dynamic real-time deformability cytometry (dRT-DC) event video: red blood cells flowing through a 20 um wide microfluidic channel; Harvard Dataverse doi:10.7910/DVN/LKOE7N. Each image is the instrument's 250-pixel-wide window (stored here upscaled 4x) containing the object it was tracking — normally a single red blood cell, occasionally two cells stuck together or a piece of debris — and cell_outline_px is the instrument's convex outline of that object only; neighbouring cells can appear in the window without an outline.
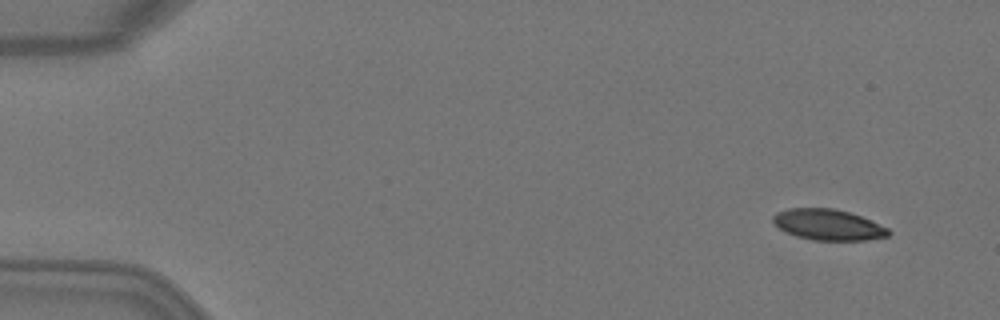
{"species": "Egyptian fruit bat (a non-hibernating species)", "species_latin": "Rousettus aegyptiacus", "temperature_condition": "warm", "stored_images_in_passage": 4, "camera_frame_rate_fps": 3000, "um_per_image_px": 0.085, "animal": {"sex": "female"}, "frame": {"image": 1, "passage_image": 1, "time_ms": 0.0, "image_size_px": [1000, 320], "cell_outline_px": [[892, 232], [888, 236], [868, 240], [816, 240], [796, 236], [780, 228], [772, 220], [772, 216], [776, 212], [788, 208], [832, 208], [848, 212], [872, 220], [888, 228]], "centroid_in_image_um": [70.42, 19.09], "position_along_channel_um": 14.6, "area_um2": 20.69}}
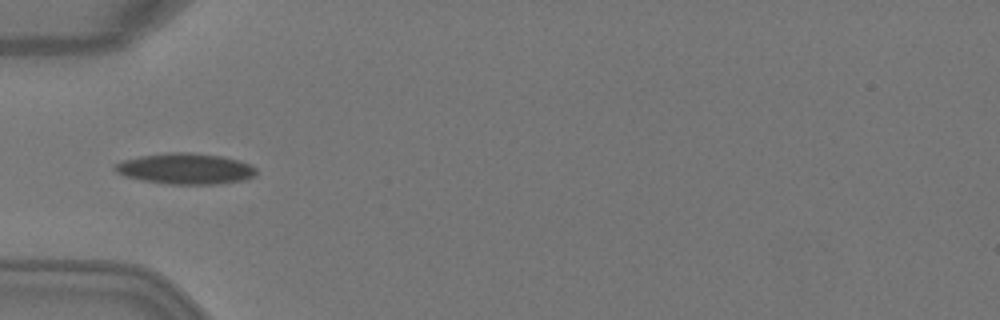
{"frame": {"image": 2, "passage_image": 4, "time_ms": 1.0, "image_size_px": [1000, 320], "cell_outline_px": [[256, 176], [244, 180], [216, 184], [168, 184], [144, 180], [124, 176], [116, 172], [112, 168], [120, 160], [140, 156], [168, 152], [192, 152], [220, 156], [240, 160], [252, 164], [256, 168]], "centroid_in_image_um": [15.78, 14.33], "position_along_channel_um": 69.2, "area_um2": 25.66}}